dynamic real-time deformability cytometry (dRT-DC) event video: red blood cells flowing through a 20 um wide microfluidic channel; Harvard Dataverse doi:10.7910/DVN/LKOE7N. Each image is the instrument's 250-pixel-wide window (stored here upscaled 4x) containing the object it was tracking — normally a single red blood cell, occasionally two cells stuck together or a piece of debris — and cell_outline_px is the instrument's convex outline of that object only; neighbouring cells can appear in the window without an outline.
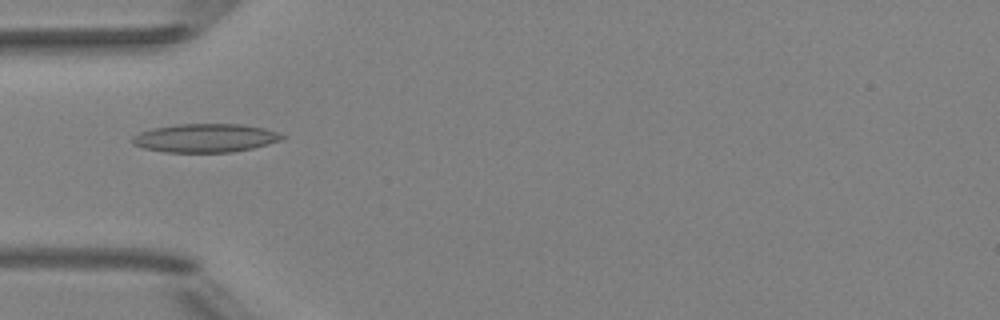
{"species": "Egyptian fruit bat (a non-hibernating species)", "species_latin": "Rousettus aegyptiacus", "temperature_condition": "room temperature", "stored_images_in_passage": 1, "camera_frame_rate_fps": 3000, "um_per_image_px": 0.085, "animal": {"sex": "female"}, "frame": {"image": 1, "passage_image": 1, "time_ms": 0.0, "image_size_px": [1000, 320], "cell_outline_px": [[288, 136], [280, 140], [268, 144], [252, 148], [232, 152], [164, 152], [144, 148], [132, 144], [132, 136], [140, 132], [152, 128], [176, 124], [240, 124], [264, 128]], "centroid_in_image_um": [17.43, 11.73], "position_along_channel_um": 67.6, "area_um2": 24.91}}